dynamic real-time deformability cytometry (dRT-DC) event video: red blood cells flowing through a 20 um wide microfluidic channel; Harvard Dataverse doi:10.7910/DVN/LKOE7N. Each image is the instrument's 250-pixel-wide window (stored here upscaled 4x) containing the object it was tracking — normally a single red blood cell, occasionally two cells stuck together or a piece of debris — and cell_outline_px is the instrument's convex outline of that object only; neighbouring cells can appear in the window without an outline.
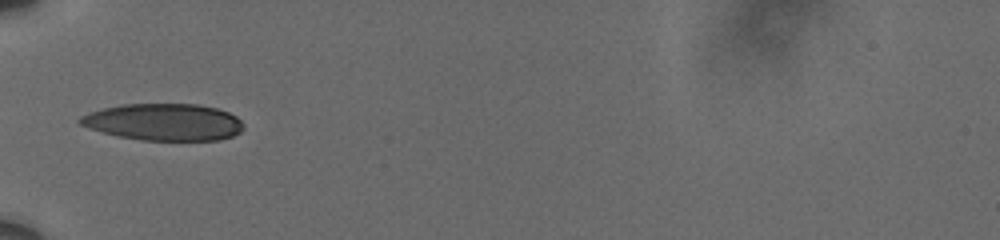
{"species": "human", "species_latin": "Homo sapiens", "temperature_condition": "cold", "stored_images_in_passage": 9, "camera_frame_rate_fps": 3000, "um_per_image_px": 0.085, "donor": {"sex": "male"}, "frame": {"image": 1, "passage_image": 1, "time_ms": 0.0, "image_size_px": [1000, 240], "cell_outline_px": [[244, 128], [240, 132], [232, 136], [220, 140], [144, 140], [120, 136], [88, 128], [80, 124], [76, 120], [80, 116], [104, 108], [124, 104], [196, 104], [216, 108], [228, 112], [236, 116], [244, 124]], "centroid_in_image_um": [13.95, 10.37], "position_along_channel_um": 71.1, "area_um2": 34.97}}
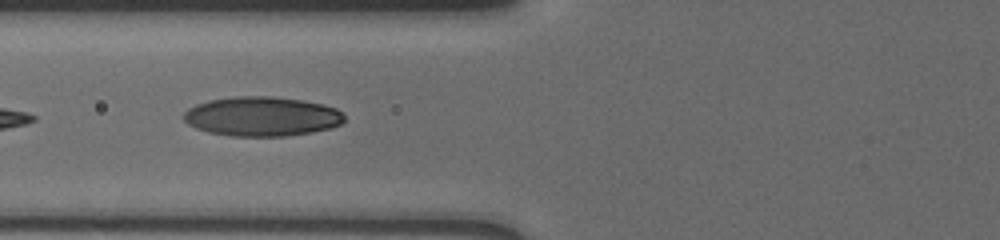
{"frame": {"image": 2, "passage_image": 4, "time_ms": 1.0, "image_size_px": [1000, 240], "cell_outline_px": [[344, 120], [340, 124], [332, 128], [312, 132], [284, 136], [232, 136], [208, 132], [196, 128], [188, 124], [184, 120], [184, 112], [188, 108], [196, 104], [208, 100], [232, 96], [272, 96], [300, 100], [324, 104], [336, 108], [344, 116]], "centroid_in_image_um": [22.24, 9.89], "position_along_channel_um": 103.6, "area_um2": 37.05}}
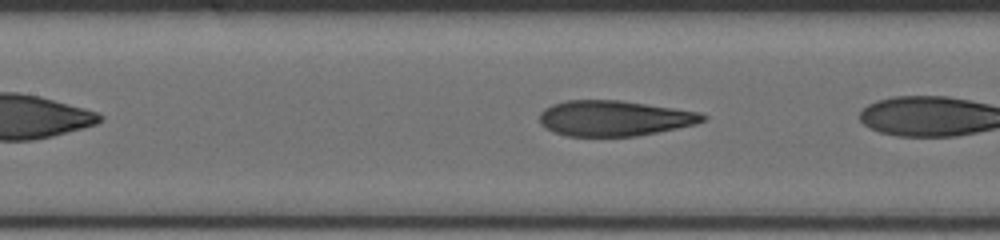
{"frame": {"image": 3, "passage_image": 6, "time_ms": 1.667, "image_size_px": [1000, 240], "cell_outline_px": [[708, 116], [704, 120], [696, 124], [636, 136], [568, 136], [552, 132], [540, 124], [540, 112], [544, 108], [552, 104], [568, 100], [620, 100], [700, 112]], "centroid_in_image_um": [52.18, 10.05], "position_along_channel_um": 155.2, "area_um2": 33.7}}